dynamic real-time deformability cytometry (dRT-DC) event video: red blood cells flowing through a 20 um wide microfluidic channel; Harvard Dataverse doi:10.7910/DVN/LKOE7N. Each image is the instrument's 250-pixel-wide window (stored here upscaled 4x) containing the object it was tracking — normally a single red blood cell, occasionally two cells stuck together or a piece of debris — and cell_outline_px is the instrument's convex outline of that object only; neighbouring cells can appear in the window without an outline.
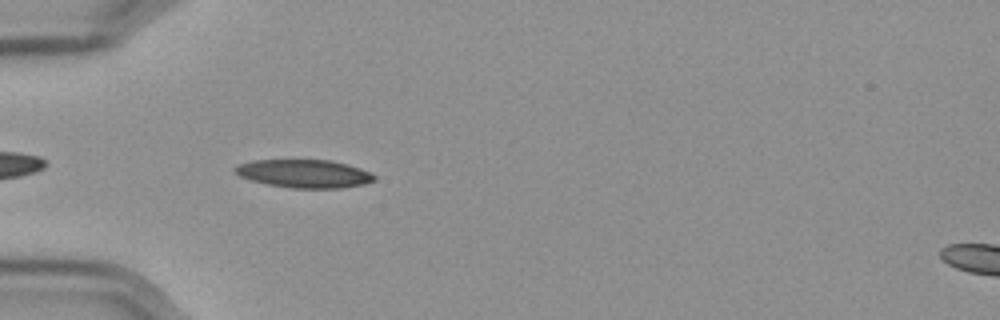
{"species": "Egyptian fruit bat (a non-hibernating species)", "species_latin": "Rousettus aegyptiacus", "temperature_condition": "cold", "stored_images_in_passage": 43, "camera_frame_rate_fps": 3000, "um_per_image_px": 0.085, "frame": {"image": 1, "passage_image": 4, "time_ms": 1.0, "image_size_px": [1000, 320], "cell_outline_px": [[376, 180], [364, 184], [340, 188], [292, 188], [268, 184], [252, 180], [240, 176], [232, 168], [236, 164], [252, 160], [332, 160], [348, 164], [372, 172], [376, 176]], "centroid_in_image_um": [25.88, 14.75], "position_along_channel_um": 59.1, "area_um2": 23.0}}
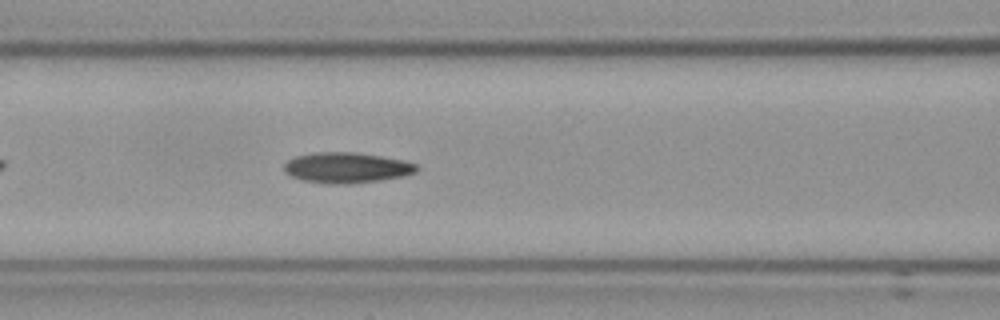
{"frame": {"image": 2, "passage_image": 11, "time_ms": 3.333, "image_size_px": [1000, 320], "cell_outline_px": [[416, 172], [400, 176], [376, 180], [344, 184], [332, 184], [304, 180], [292, 176], [284, 172], [284, 164], [288, 160], [296, 156], [316, 152], [352, 152], [380, 156], [400, 160], [416, 164]], "centroid_in_image_um": [29.39, 14.24], "position_along_channel_um": 137.2, "area_um2": 23.0}}
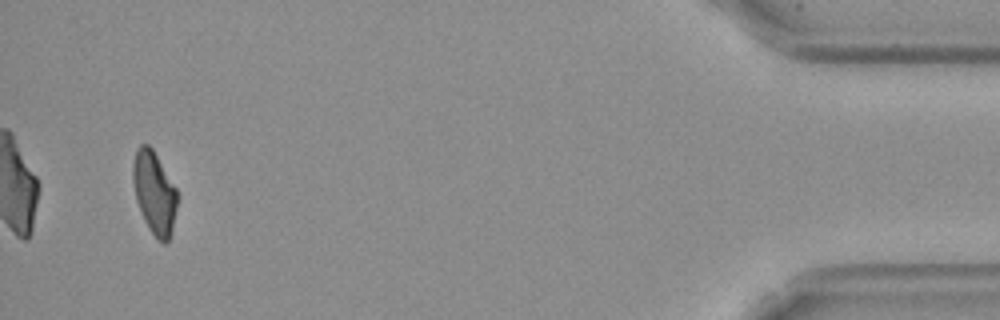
{"frame": {"image": 3, "passage_image": 41, "time_ms": 13.333, "image_size_px": [1000, 320], "cell_outline_px": [[176, 208], [172, 232], [168, 240], [164, 244], [156, 240], [144, 220], [136, 200], [132, 180], [132, 164], [136, 152], [140, 144], [148, 144], [152, 148], [176, 188]], "centroid_in_image_um": [13.1, 16.4], "position_along_channel_um": 422.1, "area_um2": 21.21}, "authors_computed_cell_mechanics": {"area_um2": 22.7154, "velocity_mm_per_s": 3.5835, "shape_relaxation_time_tau1_ms": 5.6963, "shape_relaxation_time_tau2_ms": 9.8904, "deformation_change_tau1": 0.155, "deformation_change_tau2": 0.16}}